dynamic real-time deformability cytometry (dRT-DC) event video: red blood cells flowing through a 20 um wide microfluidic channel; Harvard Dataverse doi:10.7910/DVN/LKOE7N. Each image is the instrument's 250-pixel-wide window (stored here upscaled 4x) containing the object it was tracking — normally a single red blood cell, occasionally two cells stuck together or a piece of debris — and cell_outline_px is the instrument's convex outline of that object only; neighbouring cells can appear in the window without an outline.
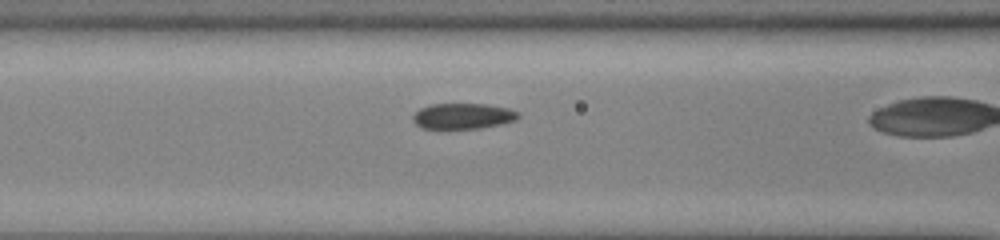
{"species": "common noctule bat (a hibernating species)", "species_latin": "Nyctalus noctula", "temperature_condition": "cold", "stored_images_in_passage": 39, "camera_frame_rate_fps": 3000, "um_per_image_px": 0.085, "animal": {"sex": "male", "body_mass_g": 13.0, "forearm_length_mm": 53.1}, "frame": {"image": 1, "passage_image": 19, "time_ms": 6.0, "image_size_px": [1000, 240], "cell_outline_px": [[520, 116], [516, 120], [500, 124], [480, 128], [420, 128], [412, 120], [412, 116], [420, 108], [432, 104], [488, 104], [508, 108], [520, 112]], "centroid_in_image_um": [39.36, 9.86], "position_along_channel_um": 127.2, "area_um2": 15.78}}
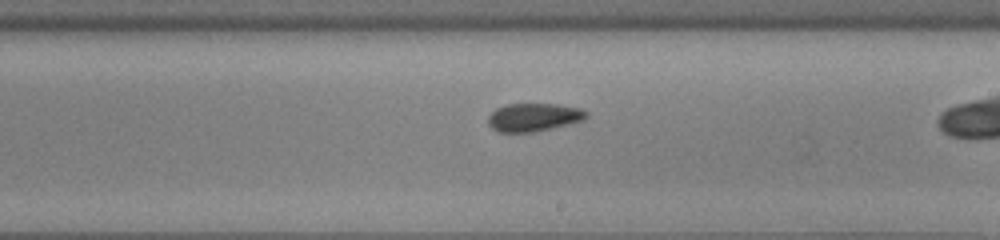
{"frame": {"image": 2, "passage_image": 28, "time_ms": 9.0, "image_size_px": [1000, 240], "cell_outline_px": [[588, 116], [584, 120], [568, 124], [532, 132], [496, 132], [488, 124], [488, 116], [496, 108], [508, 104], [556, 104], [580, 108], [588, 112]], "centroid_in_image_um": [45.35, 9.96], "position_along_channel_um": 243.6, "area_um2": 16.07}}
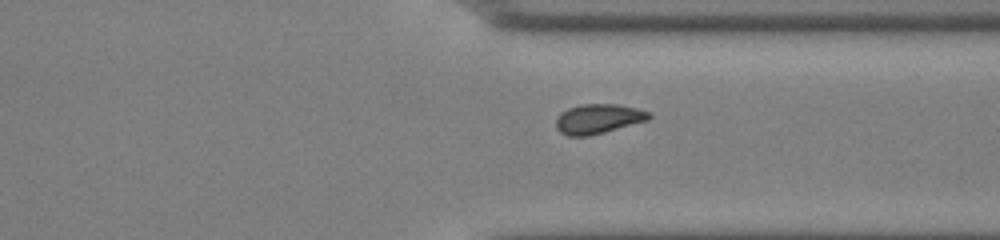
{"frame": {"image": 3, "passage_image": 37, "time_ms": 12.0, "image_size_px": [1000, 240], "cell_outline_px": [[652, 116], [648, 120], [604, 132], [588, 136], [568, 136], [560, 132], [556, 128], [556, 120], [560, 112], [568, 108], [580, 104], [616, 104], [636, 108], [652, 112]], "centroid_in_image_um": [50.84, 10.09], "position_along_channel_um": 360.6, "area_um2": 16.13}}